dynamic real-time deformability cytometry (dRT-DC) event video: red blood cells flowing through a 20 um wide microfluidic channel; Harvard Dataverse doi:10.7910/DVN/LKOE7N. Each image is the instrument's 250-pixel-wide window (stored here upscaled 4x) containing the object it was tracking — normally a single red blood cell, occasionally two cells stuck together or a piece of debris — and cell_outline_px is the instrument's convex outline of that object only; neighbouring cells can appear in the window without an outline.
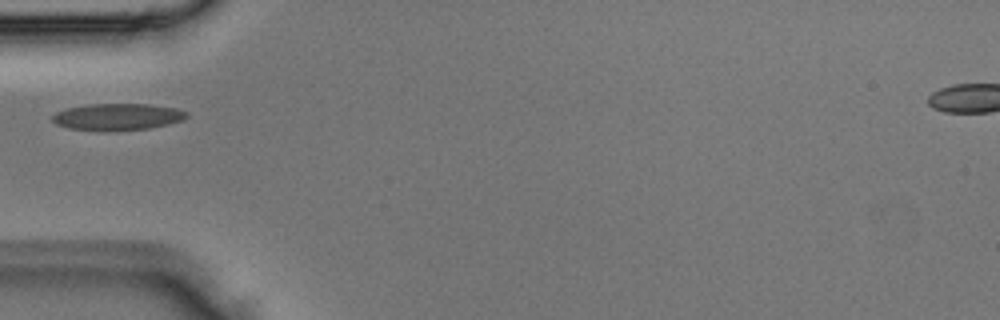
{"species": "Egyptian fruit bat (a non-hibernating species)", "species_latin": "Rousettus aegyptiacus", "temperature_condition": "room temperature", "stored_images_in_passage": 1, "camera_frame_rate_fps": 3000, "um_per_image_px": 0.085, "animal": {"sex": "male"}, "frame": {"image": 1, "passage_image": 1, "time_ms": 0.0, "image_size_px": [1000, 320], "cell_outline_px": [[188, 116], [184, 120], [168, 124], [148, 128], [104, 132], [100, 132], [68, 128], [56, 124], [52, 120], [52, 116], [56, 112], [68, 108], [88, 104], [148, 104], [176, 108], [188, 112]], "centroid_in_image_um": [9.98, 9.94], "position_along_channel_um": 75.0, "area_um2": 21.15}}